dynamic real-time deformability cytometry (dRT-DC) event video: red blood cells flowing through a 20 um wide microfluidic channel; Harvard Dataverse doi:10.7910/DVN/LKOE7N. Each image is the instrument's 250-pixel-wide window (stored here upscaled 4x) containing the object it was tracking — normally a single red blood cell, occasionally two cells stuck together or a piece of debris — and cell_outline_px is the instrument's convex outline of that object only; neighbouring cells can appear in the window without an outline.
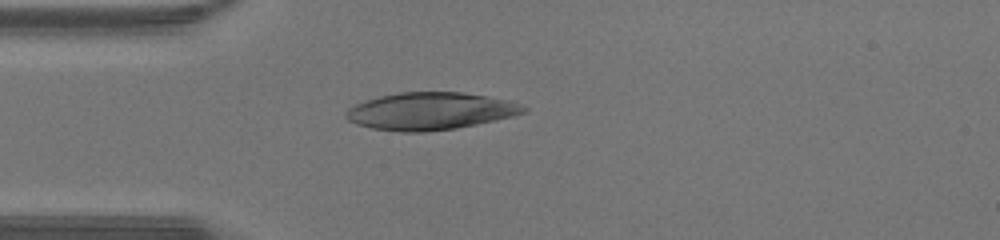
{"species": "human", "species_latin": "Homo sapiens", "temperature_condition": "warm", "stored_images_in_passage": 34, "camera_frame_rate_fps": 3000, "um_per_image_px": 0.085, "donor": {"sex": "male"}, "frame": {"image": 1, "passage_image": 1, "time_ms": 0.0, "image_size_px": [1000, 240], "cell_outline_px": [[528, 112], [516, 116], [456, 128], [424, 132], [400, 132], [372, 128], [356, 124], [348, 120], [344, 116], [344, 112], [348, 108], [364, 100], [380, 96], [400, 92], [464, 92], [508, 100], [528, 108]], "centroid_in_image_um": [36.57, 9.45], "position_along_channel_um": 48.4, "area_um2": 38.84}}
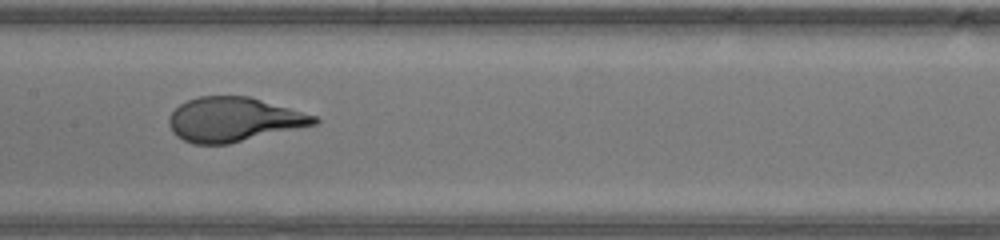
{"frame": {"image": 2, "passage_image": 11, "time_ms": 3.333, "image_size_px": [1000, 240], "cell_outline_px": [[320, 120], [316, 124], [228, 144], [192, 144], [176, 136], [172, 132], [168, 124], [168, 120], [172, 112], [180, 104], [188, 100], [200, 96], [248, 96], [316, 116]], "centroid_in_image_um": [19.82, 10.16], "position_along_channel_um": 187.6, "area_um2": 37.17}}
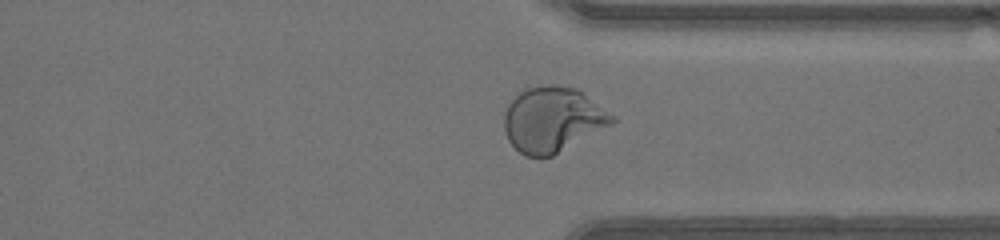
{"frame": {"image": 3, "passage_image": 23, "time_ms": 7.333, "image_size_px": [1000, 240], "cell_outline_px": [[616, 120], [612, 124], [552, 156], [524, 156], [508, 140], [504, 132], [504, 112], [508, 104], [520, 92], [528, 88], [544, 84], [556, 84], [576, 88], [584, 92], [616, 116]], "centroid_in_image_um": [46.99, 10.14], "position_along_channel_um": 364.4, "area_um2": 41.1}, "authors_computed_cell_mechanics": {"area_um2": 38.3214, "velocity_mm_per_s": 4.443, "shape_relaxation_time_tau1_ms": 4.5115, "shape_relaxation_time_tau2_ms": null, "deformation_change_tau1": 0.2575, "deformation_change_tau2": null}}